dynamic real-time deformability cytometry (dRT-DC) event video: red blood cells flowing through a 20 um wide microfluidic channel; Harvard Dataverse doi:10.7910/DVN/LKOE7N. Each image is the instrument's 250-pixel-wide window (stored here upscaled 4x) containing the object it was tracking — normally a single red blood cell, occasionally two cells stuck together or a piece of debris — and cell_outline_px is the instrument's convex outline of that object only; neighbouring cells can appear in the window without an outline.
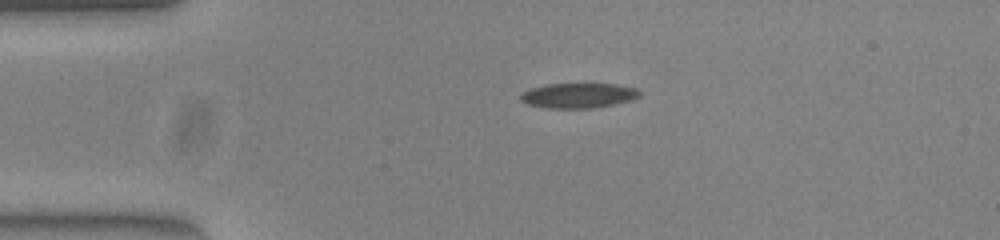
{"species": "common noctule bat (a hibernating species)", "species_latin": "Nyctalus noctula", "temperature_condition": "warm", "stored_images_in_passage": 32, "camera_frame_rate_fps": 3000, "um_per_image_px": 0.085, "animal": {"sex": "female", "body_mass_g": 23.0, "forearm_length_mm": 53.4}, "frame": {"image": 1, "passage_image": 1, "time_ms": 0.0, "image_size_px": [1000, 240], "cell_outline_px": [[640, 96], [628, 100], [612, 104], [592, 108], [548, 108], [528, 104], [520, 100], [520, 96], [524, 92], [532, 88], [544, 84], [584, 80], [616, 84], [636, 88], [640, 92]], "centroid_in_image_um": [49.16, 8.05], "position_along_channel_um": 35.8, "area_um2": 18.09}}
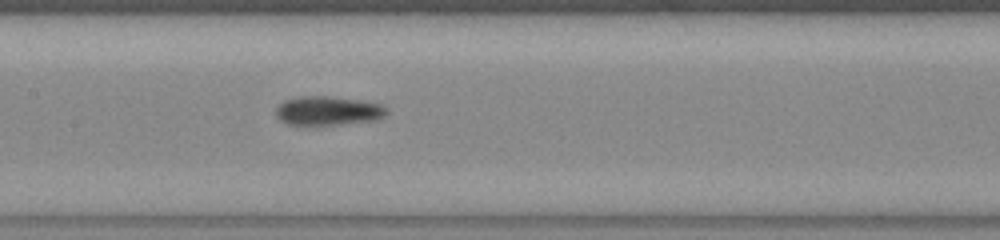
{"frame": {"image": 2, "passage_image": 15, "time_ms": 4.667, "image_size_px": [1000, 240], "cell_outline_px": [[388, 112], [384, 116], [376, 120], [340, 124], [288, 124], [280, 120], [276, 116], [276, 108], [284, 100], [300, 96], [328, 96], [356, 100], [380, 104], [388, 108]], "centroid_in_image_um": [27.88, 9.41], "position_along_channel_um": 179.5, "area_um2": 18.5}}
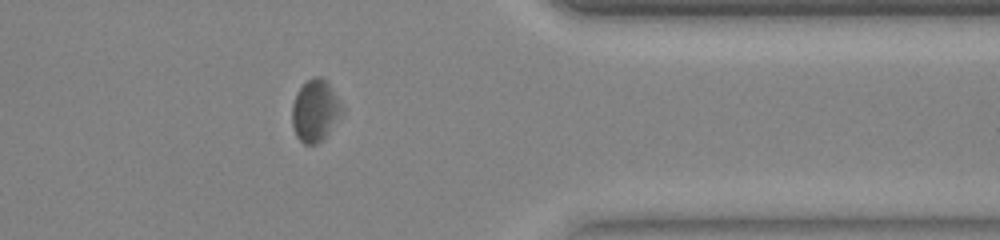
{"frame": {"image": 3, "passage_image": 32, "time_ms": 10.333, "image_size_px": [1000, 240], "cell_outline_px": [[344, 112], [328, 132], [316, 144], [304, 144], [296, 136], [292, 124], [292, 104], [296, 92], [312, 76], [320, 76], [328, 80], [344, 108]], "centroid_in_image_um": [26.8, 9.36], "position_along_channel_um": 384.6, "area_um2": 18.09}, "authors_computed_cell_mechanics": {"area_um2": 18.4382, "velocity_mm_per_s": 3.8809, "shape_relaxation_time_tau1_ms": 4.8037, "shape_relaxation_time_tau2_ms": 6.1889, "deformation_change_tau1": 0.1347, "deformation_change_tau2": 0.1008}}